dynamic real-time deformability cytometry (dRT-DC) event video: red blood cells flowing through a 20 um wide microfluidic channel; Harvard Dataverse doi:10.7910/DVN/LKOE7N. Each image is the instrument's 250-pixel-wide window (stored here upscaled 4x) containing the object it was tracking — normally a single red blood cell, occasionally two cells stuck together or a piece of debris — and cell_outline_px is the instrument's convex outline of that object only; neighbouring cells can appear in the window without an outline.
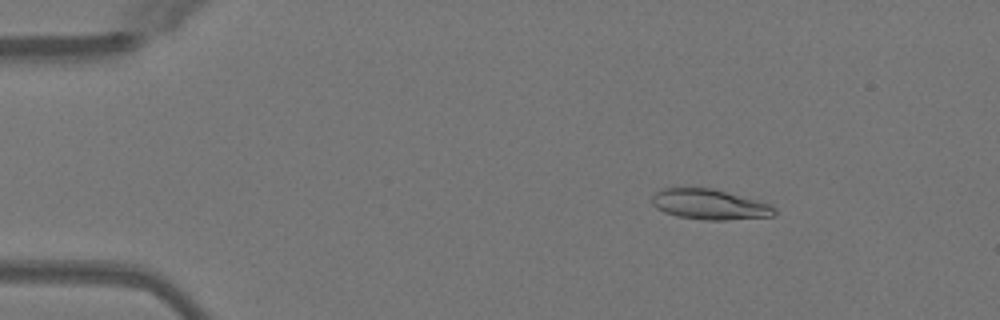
{"species": "Egyptian fruit bat (a non-hibernating species)", "species_latin": "Rousettus aegyptiacus", "temperature_condition": "warm", "stored_images_in_passage": 48, "camera_frame_rate_fps": 3000, "um_per_image_px": 0.085, "animal": {"sex": "female"}, "frame": {"image": 1, "passage_image": 5, "time_ms": 1.333, "image_size_px": [1000, 320], "cell_outline_px": [[776, 216], [724, 220], [708, 220], [676, 216], [664, 212], [656, 208], [652, 204], [652, 196], [660, 188], [712, 188], [772, 204], [776, 208]], "centroid_in_image_um": [60.33, 17.38], "position_along_channel_um": 24.7, "area_um2": 21.73}}
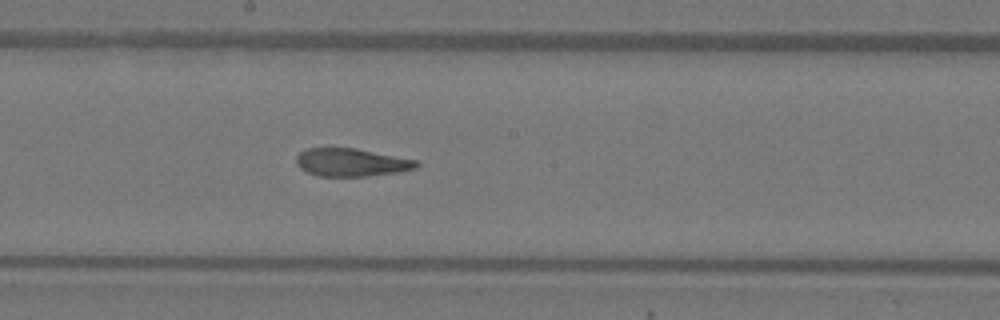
{"frame": {"image": 2, "passage_image": 25, "time_ms": 8.0, "image_size_px": [1000, 320], "cell_outline_px": [[420, 164], [416, 168], [396, 172], [368, 176], [316, 176], [300, 168], [296, 164], [296, 156], [300, 152], [308, 148], [356, 148], [416, 160]], "centroid_in_image_um": [29.84, 13.8], "position_along_channel_um": 218.4, "area_um2": 19.48}}
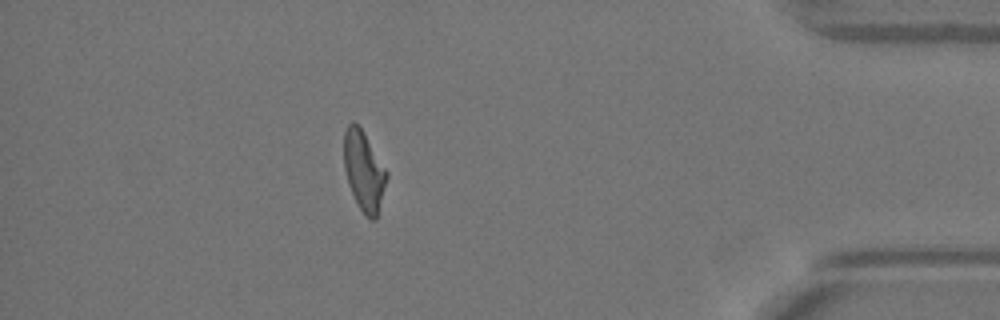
{"frame": {"image": 3, "passage_image": 42, "time_ms": 13.667, "image_size_px": [1000, 320], "cell_outline_px": [[388, 176], [376, 220], [368, 220], [360, 208], [348, 184], [344, 168], [344, 132], [348, 124], [352, 120], [360, 128], [388, 172]], "centroid_in_image_um": [30.93, 14.56], "position_along_channel_um": 404.3, "area_um2": 19.59}, "authors_computed_cell_mechanics": {"area_um2": 20.4612, "velocity_mm_per_s": 4.0547, "shape_relaxation_time_tau1_ms": 5.974, "shape_relaxation_time_tau2_ms": 1.5883, "deformation_change_tau1": 0.2245, "deformation_change_tau2": 0.0752}}